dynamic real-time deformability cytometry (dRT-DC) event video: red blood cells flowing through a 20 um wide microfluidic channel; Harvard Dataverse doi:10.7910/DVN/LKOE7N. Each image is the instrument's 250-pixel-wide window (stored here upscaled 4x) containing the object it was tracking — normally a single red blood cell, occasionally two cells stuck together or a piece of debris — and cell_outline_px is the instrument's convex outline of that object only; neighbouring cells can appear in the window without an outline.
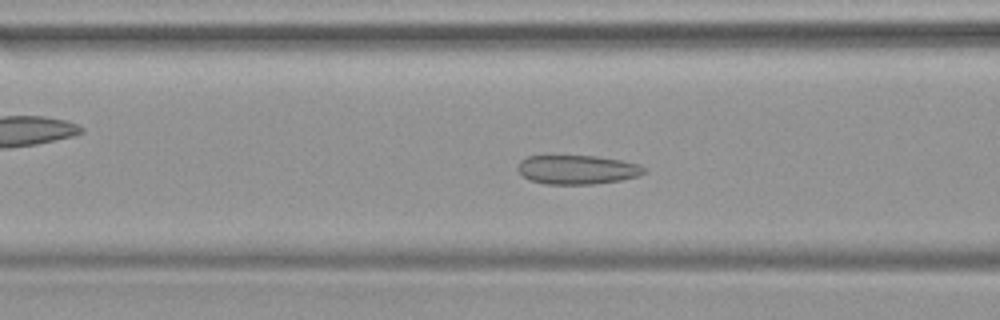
{"species": "common noctule bat (a hibernating species)", "species_latin": "Nyctalus noctula", "temperature_condition": "warm", "stored_images_in_passage": 48, "camera_frame_rate_fps": 3000, "um_per_image_px": 0.085, "animal": {"sex": "female", "body_mass_g": 19.9}, "frame": {"image": 1, "passage_image": 18, "time_ms": 5.667, "image_size_px": [1000, 320], "cell_outline_px": [[648, 172], [640, 176], [620, 180], [592, 184], [544, 184], [528, 180], [516, 168], [520, 160], [528, 156], [596, 156], [620, 160], [640, 164]], "centroid_in_image_um": [49.07, 14.42], "position_along_channel_um": 117.5, "area_um2": 21.5}}
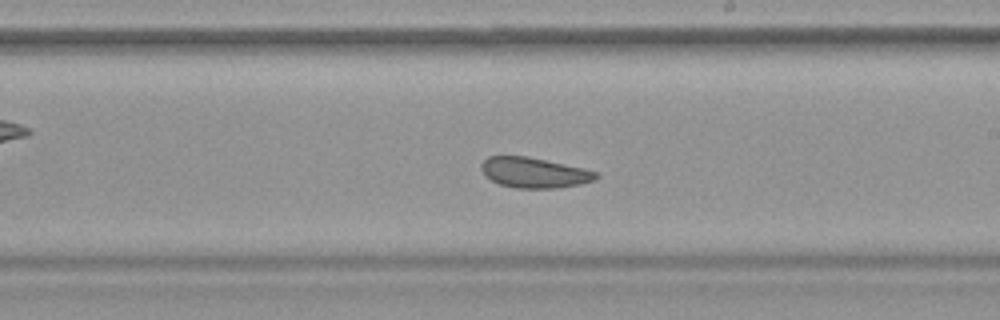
{"frame": {"image": 2, "passage_image": 27, "time_ms": 8.667, "image_size_px": [1000, 320], "cell_outline_px": [[600, 176], [596, 180], [580, 184], [556, 188], [516, 188], [500, 184], [484, 176], [480, 168], [480, 164], [488, 156], [528, 156], [584, 168], [596, 172]], "centroid_in_image_um": [45.4, 14.67], "position_along_channel_um": 243.6, "area_um2": 20.4}}
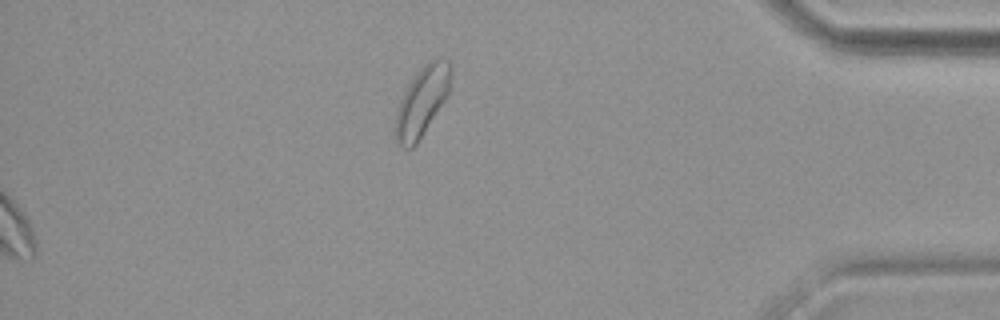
{"frame": {"image": 3, "passage_image": 48, "time_ms": 15.667, "image_size_px": [1000, 320], "cell_outline_px": [[452, 72], [448, 96], [416, 144], [412, 148], [404, 148], [396, 140], [392, 132], [396, 112], [400, 100], [408, 84], [416, 72], [428, 60], [440, 56], [448, 60], [452, 64]], "centroid_in_image_um": [35.87, 8.58], "position_along_channel_um": 399.3, "area_um2": 22.89}}